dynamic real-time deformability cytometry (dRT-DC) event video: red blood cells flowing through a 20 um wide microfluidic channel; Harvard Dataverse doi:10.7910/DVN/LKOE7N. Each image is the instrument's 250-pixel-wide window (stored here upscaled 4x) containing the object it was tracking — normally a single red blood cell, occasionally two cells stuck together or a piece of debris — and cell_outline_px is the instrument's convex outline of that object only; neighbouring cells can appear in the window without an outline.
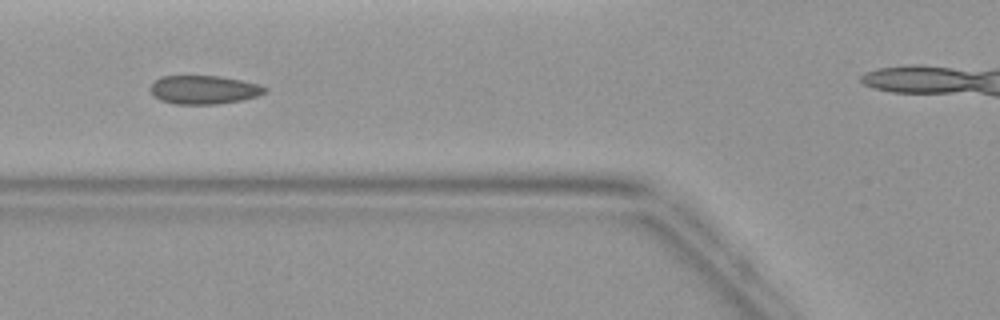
{"species": "common noctule bat (a hibernating species)", "species_latin": "Nyctalus noctula", "temperature_condition": "warm", "stored_images_in_passage": 6, "camera_frame_rate_fps": 3000, "um_per_image_px": 0.085, "animal": {"sex": "female", "body_mass_g": 19.9}, "frame": {"image": 1, "passage_image": 5, "time_ms": 4.667, "image_size_px": [1000, 320], "cell_outline_px": [[268, 92], [260, 96], [240, 100], [216, 104], [176, 104], [160, 100], [152, 92], [152, 84], [156, 80], [164, 76], [220, 76], [260, 84], [268, 88]], "centroid_in_image_um": [17.41, 7.63], "position_along_channel_um": 108.4, "area_um2": 18.96}}